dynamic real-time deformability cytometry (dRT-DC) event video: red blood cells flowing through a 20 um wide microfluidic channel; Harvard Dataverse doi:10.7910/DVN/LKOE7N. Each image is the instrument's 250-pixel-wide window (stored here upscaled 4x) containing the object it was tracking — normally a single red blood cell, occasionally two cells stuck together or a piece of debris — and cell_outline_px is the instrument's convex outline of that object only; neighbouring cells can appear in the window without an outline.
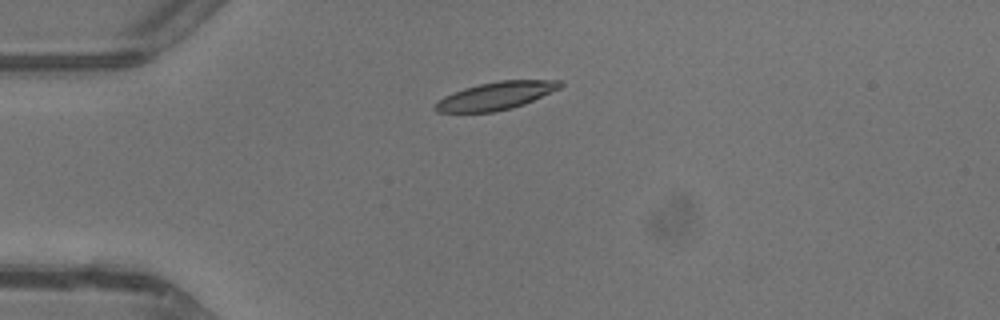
{"species": "common noctule bat (a hibernating species)", "species_latin": "Nyctalus noctula", "temperature_condition": "warm", "stored_images_in_passage": 3, "camera_frame_rate_fps": 3000, "um_per_image_px": 0.085, "animal": {"sex": "male", "body_mass_g": 13.3}, "frame": {"image": 1, "passage_image": 2, "time_ms": 1.667, "image_size_px": [1000, 320], "cell_outline_px": [[564, 84], [560, 88], [524, 104], [512, 108], [492, 112], [436, 112], [432, 108], [444, 96], [464, 88], [480, 84], [500, 80], [564, 80]], "centroid_in_image_um": [42.17, 8.14], "position_along_channel_um": 42.8, "area_um2": 20.11}}
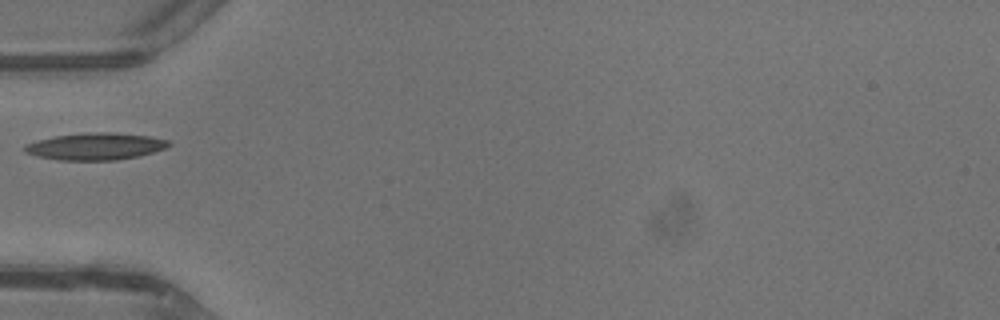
{"frame": {"image": 2, "passage_image": 3, "time_ms": 3.0, "image_size_px": [1000, 320], "cell_outline_px": [[172, 144], [164, 148], [140, 156], [116, 160], [60, 160], [36, 156], [24, 152], [24, 144], [36, 140], [56, 136], [84, 132], [112, 132], [148, 136], [168, 140]], "centroid_in_image_um": [8.08, 12.44], "position_along_channel_um": 76.9, "area_um2": 22.72}}